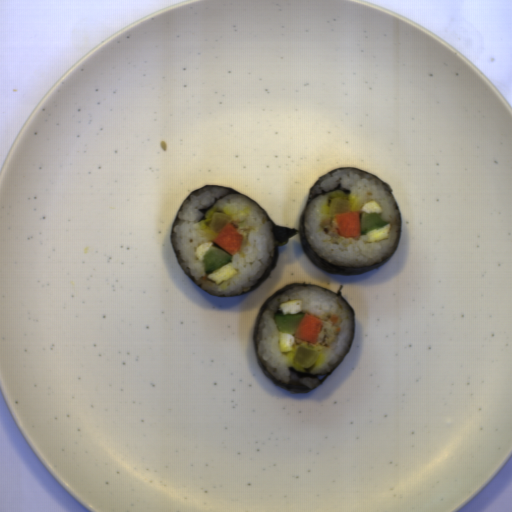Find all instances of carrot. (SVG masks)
<instances>
[{"label": "carrot", "instance_id": "b8716197", "mask_svg": "<svg viewBox=\"0 0 512 512\" xmlns=\"http://www.w3.org/2000/svg\"><path fill=\"white\" fill-rule=\"evenodd\" d=\"M334 221L337 225L336 233L344 238H360V212H334Z\"/></svg>", "mask_w": 512, "mask_h": 512}, {"label": "carrot", "instance_id": "cead05ca", "mask_svg": "<svg viewBox=\"0 0 512 512\" xmlns=\"http://www.w3.org/2000/svg\"><path fill=\"white\" fill-rule=\"evenodd\" d=\"M322 328V319L304 312L293 336L305 342L316 344Z\"/></svg>", "mask_w": 512, "mask_h": 512}, {"label": "carrot", "instance_id": "1c9b5961", "mask_svg": "<svg viewBox=\"0 0 512 512\" xmlns=\"http://www.w3.org/2000/svg\"><path fill=\"white\" fill-rule=\"evenodd\" d=\"M244 240L243 235L237 230L234 224H226L215 236L216 246L233 256L240 249Z\"/></svg>", "mask_w": 512, "mask_h": 512}]
</instances>
